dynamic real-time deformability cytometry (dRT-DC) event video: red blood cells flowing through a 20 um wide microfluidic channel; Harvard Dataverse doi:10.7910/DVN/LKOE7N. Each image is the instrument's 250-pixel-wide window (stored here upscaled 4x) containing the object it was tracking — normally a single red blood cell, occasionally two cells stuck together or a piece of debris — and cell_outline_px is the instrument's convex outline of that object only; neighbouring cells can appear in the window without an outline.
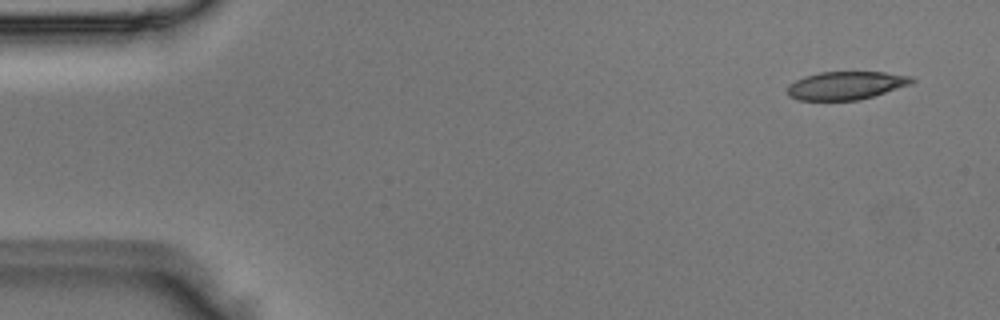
{"species": "Egyptian fruit bat (a non-hibernating species)", "species_latin": "Rousettus aegyptiacus", "temperature_condition": "room temperature", "stored_images_in_passage": 4, "camera_frame_rate_fps": 3000, "um_per_image_px": 0.085, "animal": {"sex": "male"}, "frame": {"image": 1, "passage_image": 1, "time_ms": 0.0, "image_size_px": [1000, 320], "cell_outline_px": [[916, 80], [912, 84], [872, 96], [856, 100], [796, 100], [788, 96], [788, 84], [804, 76], [820, 72], [884, 72], [912, 76]], "centroid_in_image_um": [71.9, 7.26], "position_along_channel_um": 13.1, "area_um2": 20.4}}
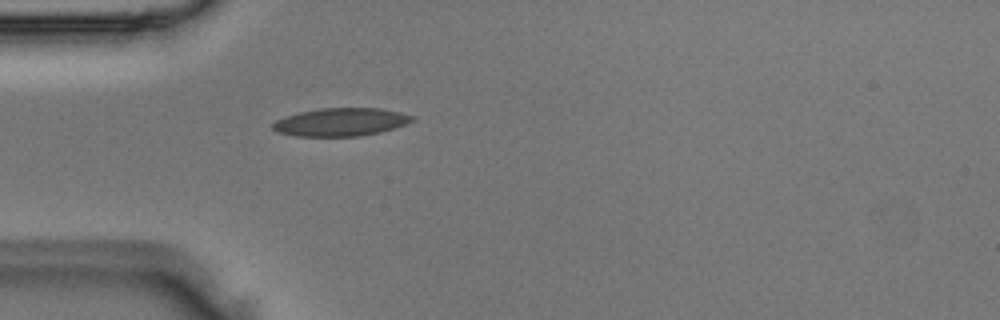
{"frame": {"image": 2, "passage_image": 4, "time_ms": 1.0, "image_size_px": [1000, 320], "cell_outline_px": [[416, 120], [380, 132], [360, 136], [296, 136], [276, 132], [272, 128], [272, 124], [276, 120], [284, 116], [300, 112], [320, 108], [380, 108], [400, 112], [416, 116]], "centroid_in_image_um": [28.96, 10.37], "position_along_channel_um": 56.0, "area_um2": 22.83}}